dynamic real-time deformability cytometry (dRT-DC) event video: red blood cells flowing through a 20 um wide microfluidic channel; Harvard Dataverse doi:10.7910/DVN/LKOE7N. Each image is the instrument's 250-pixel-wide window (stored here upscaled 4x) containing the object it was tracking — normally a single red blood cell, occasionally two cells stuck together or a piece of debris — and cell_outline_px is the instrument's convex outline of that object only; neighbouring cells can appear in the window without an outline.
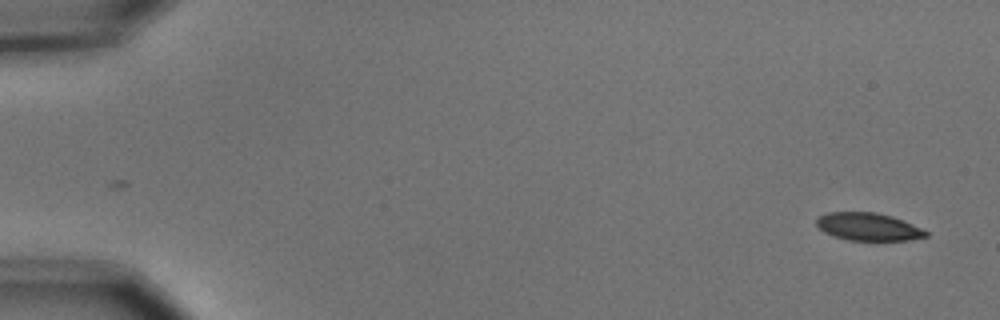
{"species": "common noctule bat (a hibernating species)", "species_latin": "Nyctalus noctula", "temperature_condition": "cold", "stored_images_in_passage": 7, "camera_frame_rate_fps": 3000, "um_per_image_px": 0.085, "animal": {"sex": "male", "body_mass_g": 15.6}, "frame": {"image": 1, "passage_image": 1, "time_ms": 0.0, "image_size_px": [1000, 320], "cell_outline_px": [[928, 236], [908, 240], [848, 240], [824, 232], [816, 224], [816, 216], [828, 212], [876, 212], [892, 216], [904, 220], [924, 228], [928, 232]], "centroid_in_image_um": [73.83, 19.26], "position_along_channel_um": 11.2, "area_um2": 17.8}}
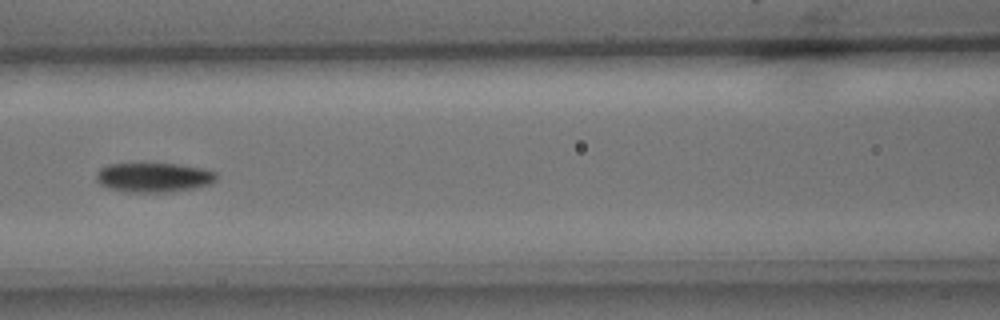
{"frame": {"image": 2, "passage_image": 7, "time_ms": 2.0, "image_size_px": [1000, 320], "cell_outline_px": [[216, 180], [212, 184], [172, 192], [124, 192], [108, 188], [100, 184], [96, 180], [96, 172], [100, 168], [108, 164], [180, 164], [204, 168], [216, 172]], "centroid_in_image_um": [13.07, 15.08], "position_along_channel_um": 153.5, "area_um2": 20.81}}